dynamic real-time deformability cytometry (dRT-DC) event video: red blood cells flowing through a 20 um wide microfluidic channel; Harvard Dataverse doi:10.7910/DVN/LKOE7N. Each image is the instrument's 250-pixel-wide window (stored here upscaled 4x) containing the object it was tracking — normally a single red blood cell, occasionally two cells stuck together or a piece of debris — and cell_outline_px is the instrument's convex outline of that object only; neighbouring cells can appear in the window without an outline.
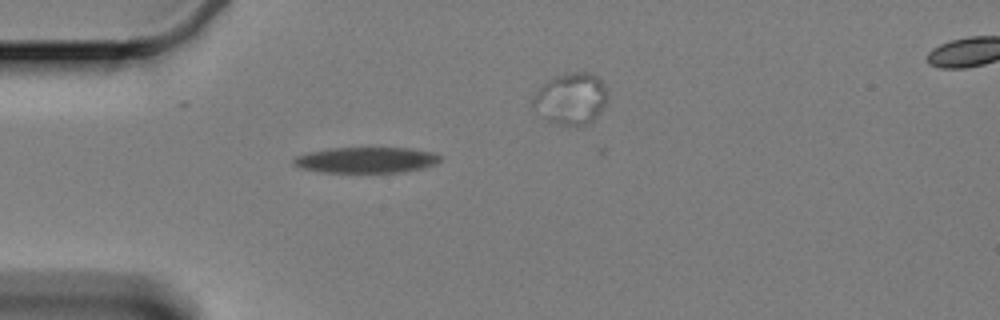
{"species": "Egyptian fruit bat (a non-hibernating species)", "species_latin": "Rousettus aegyptiacus", "temperature_condition": "cold", "stored_images_in_passage": 42, "segment_of_instrument_passage": [1, 2], "camera_frame_rate_fps": 3000, "um_per_image_px": 0.085, "animal": {"sex": "female"}, "frame": {"image": 1, "passage_image": 6, "time_ms": 1.667, "image_size_px": [1000, 320], "cell_outline_px": [[440, 160], [436, 164], [424, 168], [400, 172], [324, 172], [300, 168], [292, 164], [292, 160], [296, 156], [308, 152], [328, 148], [412, 148], [432, 152], [440, 156]], "centroid_in_image_um": [31.11, 13.6], "position_along_channel_um": 53.9, "area_um2": 22.08}}
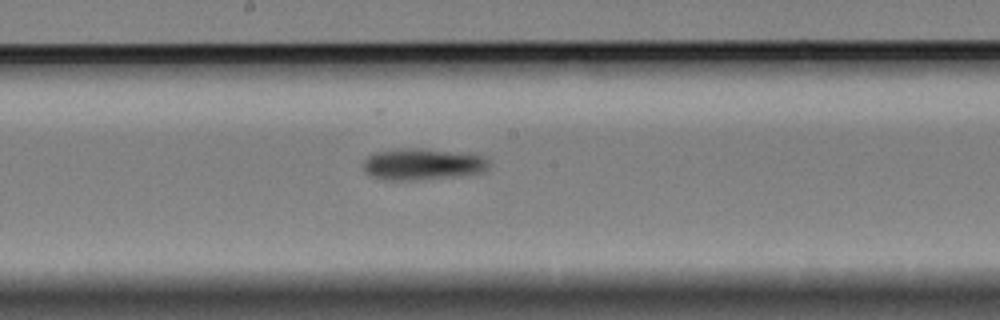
{"frame": {"image": 2, "passage_image": 21, "time_ms": 6.667, "image_size_px": [1000, 320], "cell_outline_px": [[492, 164], [484, 172], [456, 176], [416, 180], [388, 180], [372, 176], [364, 172], [364, 160], [372, 152], [396, 148], [424, 148], [476, 152], [484, 156]], "centroid_in_image_um": [35.99, 13.92], "position_along_channel_um": 212.2, "area_um2": 23.93}}
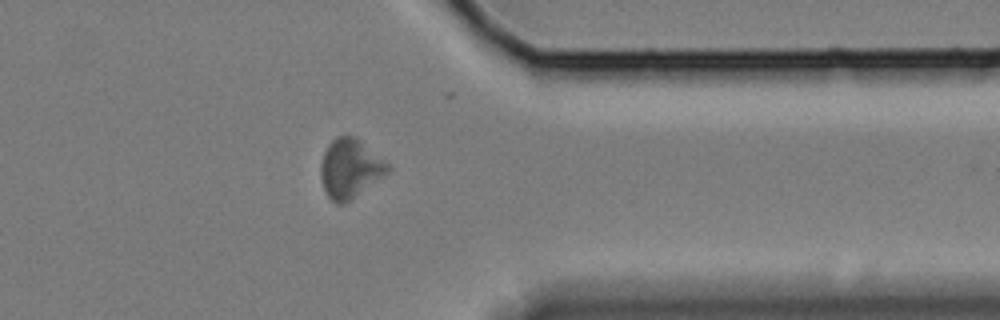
{"frame": {"image": 3, "passage_image": 37, "time_ms": 12.0, "image_size_px": [1000, 320], "cell_outline_px": [[392, 168], [388, 172], [348, 200], [340, 204], [336, 204], [328, 196], [324, 188], [320, 176], [320, 164], [324, 152], [328, 144], [336, 136], [352, 136], [384, 160]], "centroid_in_image_um": [29.7, 14.31], "position_along_channel_um": 381.7, "area_um2": 22.25}}